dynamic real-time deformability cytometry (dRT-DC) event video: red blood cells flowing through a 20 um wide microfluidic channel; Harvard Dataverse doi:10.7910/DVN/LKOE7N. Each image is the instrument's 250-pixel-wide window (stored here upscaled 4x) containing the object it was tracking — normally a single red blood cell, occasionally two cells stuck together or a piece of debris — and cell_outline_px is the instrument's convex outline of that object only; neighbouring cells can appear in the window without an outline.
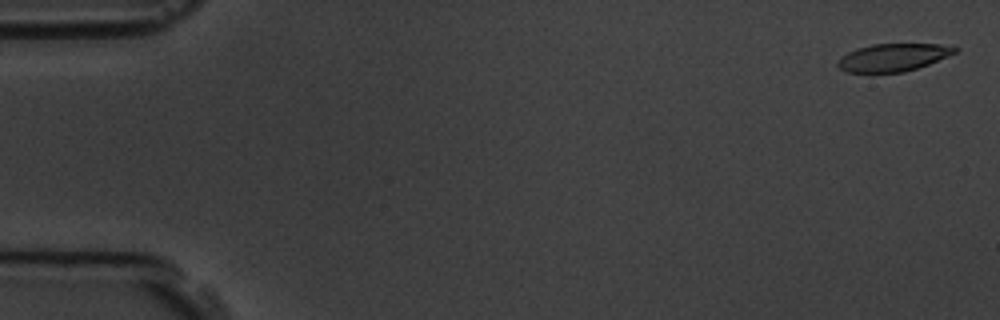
{"species": "common noctule bat (a hibernating species)", "species_latin": "Nyctalus noctula", "temperature_condition": "room temperature", "stored_images_in_passage": 57, "camera_frame_rate_fps": 3000, "um_per_image_px": 0.085, "animal": {"sex": "male", "body_mass_g": 19.5, "forearm_length_mm": 54.6}, "frame": {"image": 1, "passage_image": 2, "time_ms": 0.333, "image_size_px": [1000, 320], "cell_outline_px": [[956, 52], [928, 64], [904, 72], [848, 72], [840, 68], [836, 64], [848, 52], [872, 44], [940, 44], [956, 48]], "centroid_in_image_um": [75.91, 4.88], "position_along_channel_um": 9.1, "area_um2": 18.32}}
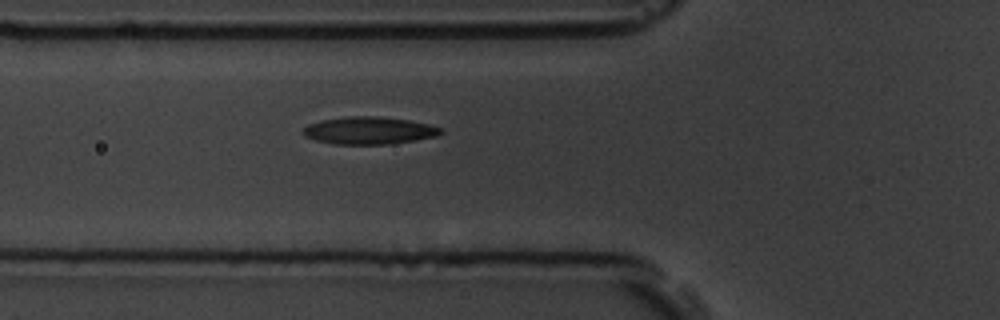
{"frame": {"image": 2, "passage_image": 21, "time_ms": 6.667, "image_size_px": [1000, 320], "cell_outline_px": [[444, 132], [436, 136], [388, 144], [336, 144], [316, 140], [304, 136], [300, 132], [308, 124], [320, 120], [348, 116], [376, 116], [408, 120], [428, 124], [444, 128]], "centroid_in_image_um": [31.35, 11.08], "position_along_channel_um": 94.5, "area_um2": 21.96}}
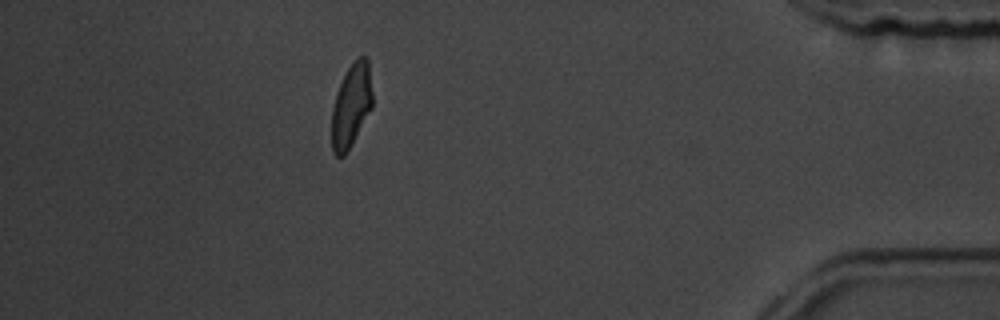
{"frame": {"image": 3, "passage_image": 51, "time_ms": 16.667, "image_size_px": [1000, 320], "cell_outline_px": [[372, 108], [344, 156], [336, 156], [332, 152], [332, 108], [336, 92], [348, 68], [360, 56], [368, 56], [372, 92]], "centroid_in_image_um": [29.86, 8.96], "position_along_channel_um": 405.3, "area_um2": 19.59}, "authors_computed_cell_mechanics": {"area_um2": 21.097, "velocity_mm_per_s": 3.5962, "shape_relaxation_time_tau1_ms": 5.6323, "shape_relaxation_time_tau2_ms": 2.5163, "deformation_change_tau1": 0.1697, "deformation_change_tau2": 0.0856}}